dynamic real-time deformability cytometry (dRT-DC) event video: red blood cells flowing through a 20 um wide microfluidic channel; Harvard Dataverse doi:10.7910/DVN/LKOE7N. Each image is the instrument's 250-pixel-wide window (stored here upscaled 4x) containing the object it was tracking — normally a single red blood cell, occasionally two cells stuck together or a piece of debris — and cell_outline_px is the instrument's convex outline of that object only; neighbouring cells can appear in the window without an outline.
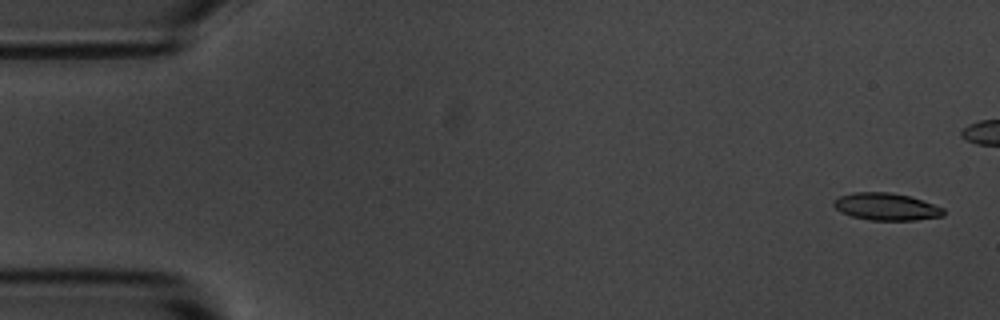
{"species": "common noctule bat (a hibernating species)", "species_latin": "Nyctalus noctula", "temperature_condition": "room temperature", "stored_images_in_passage": 6, "camera_frame_rate_fps": 3000, "um_per_image_px": 0.085, "animal": {"sex": "male", "body_mass_g": 20.1, "forearm_length_mm": 53.5}, "frame": {"image": 1, "passage_image": 1, "time_ms": 0.0, "image_size_px": [1000, 320], "cell_outline_px": [[944, 216], [916, 220], [872, 220], [852, 216], [840, 212], [832, 204], [832, 200], [840, 196], [852, 192], [892, 192], [908, 196], [944, 208]], "centroid_in_image_um": [75.3, 17.56], "position_along_channel_um": 9.7, "area_um2": 17.4}}